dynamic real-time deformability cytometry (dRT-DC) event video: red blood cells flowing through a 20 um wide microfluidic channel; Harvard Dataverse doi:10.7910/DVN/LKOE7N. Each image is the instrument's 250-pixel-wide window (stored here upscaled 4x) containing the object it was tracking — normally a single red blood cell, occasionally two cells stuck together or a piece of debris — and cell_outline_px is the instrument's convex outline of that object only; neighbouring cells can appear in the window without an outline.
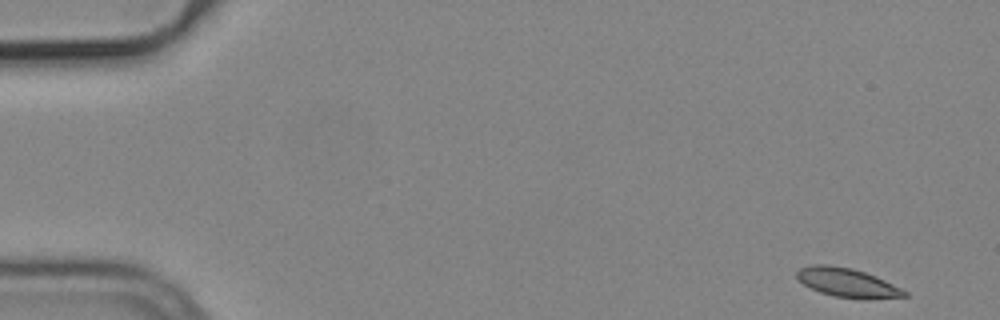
{"species": "common noctule bat (a hibernating species)", "species_latin": "Nyctalus noctula", "temperature_condition": "cold", "stored_images_in_passage": 6, "camera_frame_rate_fps": 3000, "um_per_image_px": 0.085, "animal": {"sex": "male", "body_mass_g": 19.2, "forearm_length_mm": 51.8}, "frame": {"image": 1, "passage_image": 1, "time_ms": 0.0, "image_size_px": [1000, 320], "cell_outline_px": [[908, 296], [832, 296], [820, 292], [804, 284], [796, 276], [796, 272], [800, 268], [812, 264], [828, 264], [852, 268], [876, 276], [908, 292]], "centroid_in_image_um": [71.91, 23.95], "position_along_channel_um": 13.1, "area_um2": 17.17}}
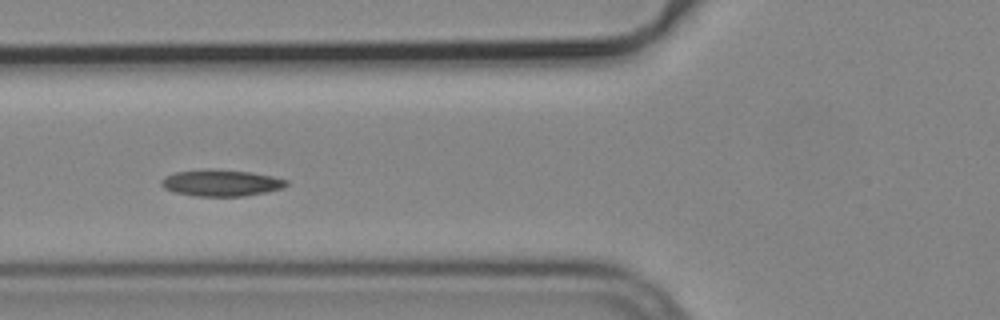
{"frame": {"image": 2, "passage_image": 5, "time_ms": 1.333, "image_size_px": [1000, 320], "cell_outline_px": [[288, 184], [284, 188], [244, 196], [196, 196], [172, 192], [164, 188], [160, 184], [160, 180], [164, 176], [176, 172], [208, 168], [216, 168], [252, 172], [272, 176], [288, 180]], "centroid_in_image_um": [18.77, 15.53], "position_along_channel_um": 107.0, "area_um2": 19.65}}
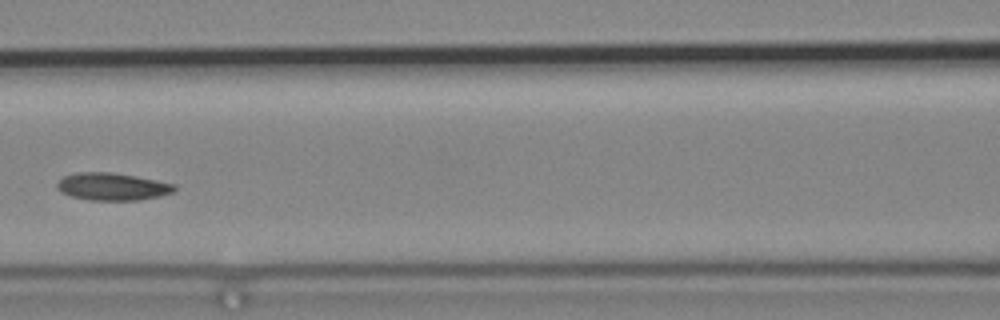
{"frame": {"image": 3, "passage_image": 6, "time_ms": 1.667, "image_size_px": [1000, 320], "cell_outline_px": [[176, 188], [172, 192], [160, 196], [140, 200], [88, 200], [72, 196], [60, 192], [56, 188], [56, 184], [64, 176], [76, 172], [108, 172], [136, 176], [176, 184]], "centroid_in_image_um": [9.53, 15.86], "position_along_channel_um": 157.1, "area_um2": 18.79}}